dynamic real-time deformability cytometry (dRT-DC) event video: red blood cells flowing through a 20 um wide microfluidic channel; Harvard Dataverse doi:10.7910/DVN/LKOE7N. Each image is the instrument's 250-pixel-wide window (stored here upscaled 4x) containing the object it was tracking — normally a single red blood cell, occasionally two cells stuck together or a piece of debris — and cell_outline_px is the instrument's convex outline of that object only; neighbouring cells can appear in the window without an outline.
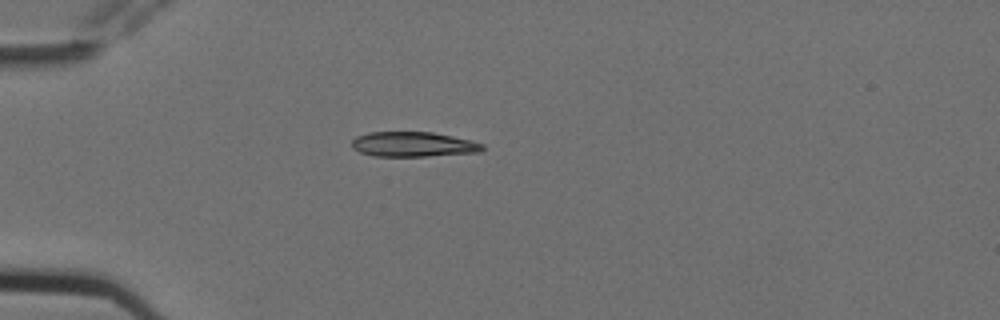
{"species": "Egyptian fruit bat (a non-hibernating species)", "species_latin": "Rousettus aegyptiacus", "temperature_condition": "cold", "stored_images_in_passage": 3, "camera_frame_rate_fps": 3000, "um_per_image_px": 0.085, "animal": {"sex": "female"}, "frame": {"image": 1, "passage_image": 1, "time_ms": 0.0, "image_size_px": [1000, 320], "cell_outline_px": [[484, 148], [480, 152], [428, 156], [372, 156], [360, 152], [352, 148], [352, 140], [356, 136], [368, 132], [432, 132], [452, 136], [484, 144]], "centroid_in_image_um": [35.09, 12.27], "position_along_channel_um": 49.9, "area_um2": 18.96}}
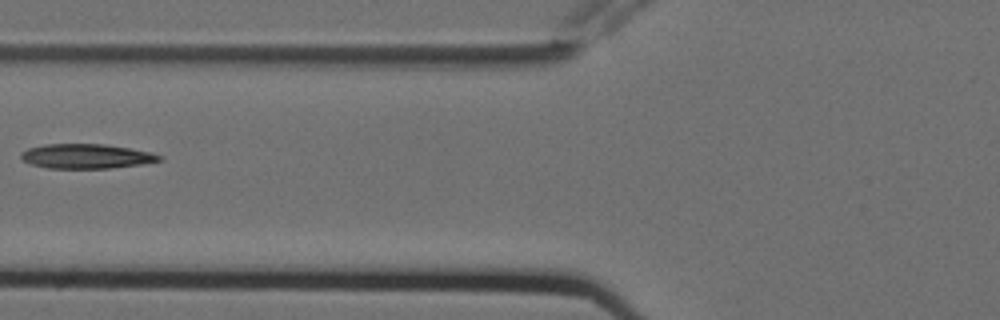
{"frame": {"image": 2, "passage_image": 3, "time_ms": 0.667, "image_size_px": [1000, 320], "cell_outline_px": [[164, 160], [140, 164], [112, 168], [48, 168], [32, 164], [24, 160], [20, 156], [20, 152], [28, 148], [44, 144], [104, 144], [152, 152], [164, 156]], "centroid_in_image_um": [7.37, 13.27], "position_along_channel_um": 118.4, "area_um2": 19.83}}